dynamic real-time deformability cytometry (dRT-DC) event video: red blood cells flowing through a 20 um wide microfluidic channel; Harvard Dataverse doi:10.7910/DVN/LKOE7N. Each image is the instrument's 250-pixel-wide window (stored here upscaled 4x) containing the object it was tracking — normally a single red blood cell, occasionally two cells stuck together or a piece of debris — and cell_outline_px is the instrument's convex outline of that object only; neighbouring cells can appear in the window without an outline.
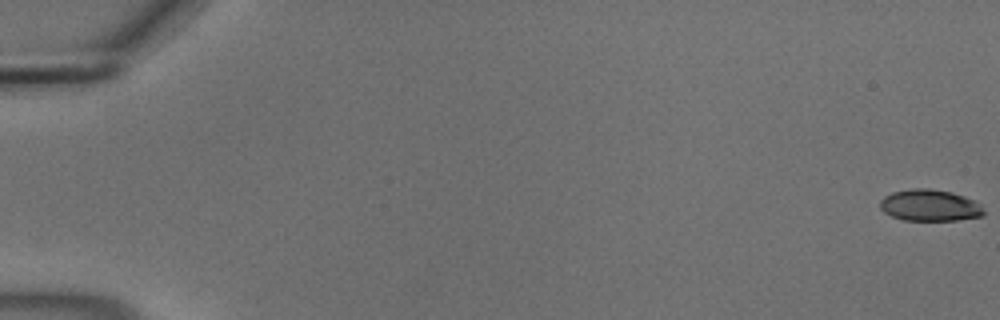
{"species": "common noctule bat (a hibernating species)", "species_latin": "Nyctalus noctula", "temperature_condition": "cold", "stored_images_in_passage": 56, "camera_frame_rate_fps": 3000, "um_per_image_px": 0.085, "animal": {"sex": "male", "body_mass_g": 18.8}, "frame": {"image": 1, "passage_image": 1, "time_ms": 0.0, "image_size_px": [1000, 320], "cell_outline_px": [[984, 216], [956, 220], [904, 220], [892, 216], [884, 212], [880, 208], [880, 200], [884, 196], [892, 192], [912, 188], [928, 188], [952, 192], [976, 200], [980, 204], [984, 212]], "centroid_in_image_um": [79.04, 17.45], "position_along_channel_um": 6.0, "area_um2": 19.19}}
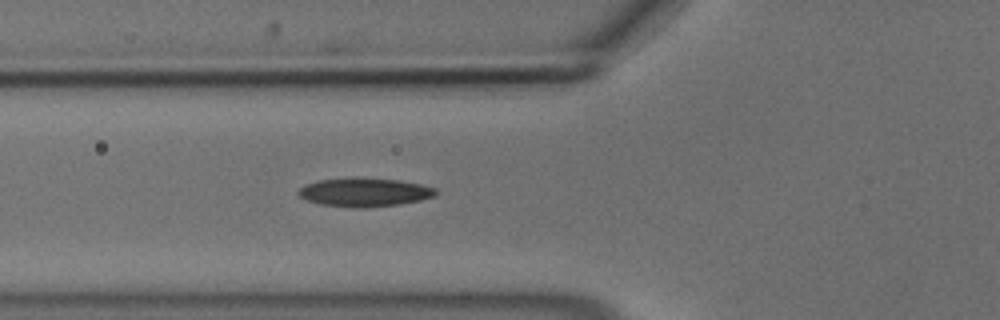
{"frame": {"image": 2, "passage_image": 22, "time_ms": 7.0, "image_size_px": [1000, 320], "cell_outline_px": [[436, 196], [420, 200], [400, 204], [320, 204], [308, 200], [300, 196], [296, 192], [304, 184], [320, 180], [400, 180], [424, 184], [436, 188]], "centroid_in_image_um": [31.05, 16.31], "position_along_channel_um": 94.7, "area_um2": 20.92}}
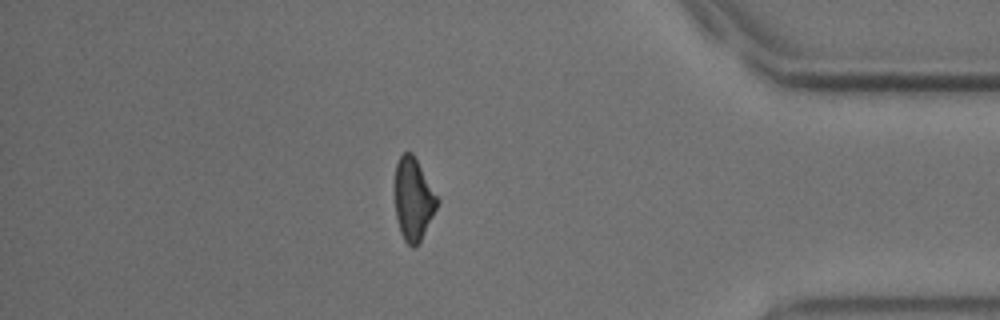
{"frame": {"image": 3, "passage_image": 49, "time_ms": 16.0, "image_size_px": [1000, 320], "cell_outline_px": [[440, 200], [416, 248], [412, 248], [404, 240], [400, 232], [396, 216], [396, 164], [400, 156], [404, 152], [412, 152]], "centroid_in_image_um": [35.14, 16.94], "position_along_channel_um": 400.1, "area_um2": 19.94}, "authors_computed_cell_mechanics": {"area_um2": 21.5016, "velocity_mm_per_s": 3.7106, "shape_relaxation_time_tau1_ms": 3.7776, "shape_relaxation_time_tau2_ms": 3.4647, "deformation_change_tau1": 0.1667, "deformation_change_tau2": 0.1142}}